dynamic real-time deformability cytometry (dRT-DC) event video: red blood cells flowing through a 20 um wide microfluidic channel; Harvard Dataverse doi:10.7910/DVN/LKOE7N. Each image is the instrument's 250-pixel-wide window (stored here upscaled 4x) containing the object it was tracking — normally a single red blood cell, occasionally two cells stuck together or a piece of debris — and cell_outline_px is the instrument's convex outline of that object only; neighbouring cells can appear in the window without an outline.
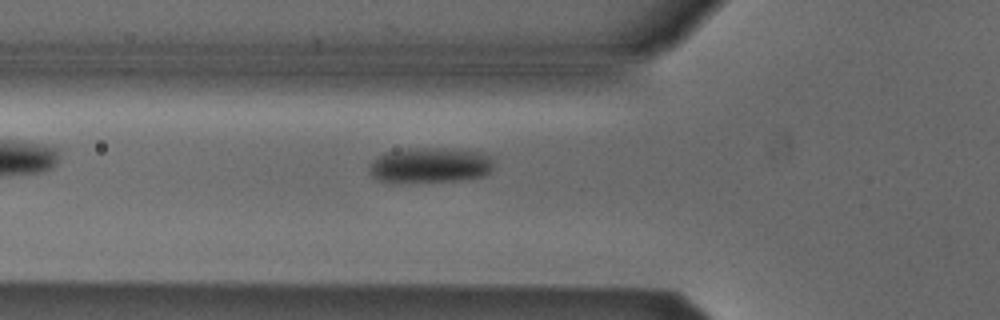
{"species": "Egyptian fruit bat (a non-hibernating species)", "species_latin": "Rousettus aegyptiacus", "temperature_condition": "cold", "stored_images_in_passage": 3, "camera_frame_rate_fps": 3000, "um_per_image_px": 0.085, "animal": {"sex": "male"}, "frame": {"image": 1, "passage_image": 3, "time_ms": 0.667, "image_size_px": [1000, 320], "cell_outline_px": [[492, 168], [484, 176], [460, 180], [400, 184], [376, 180], [368, 172], [368, 168], [384, 152], [408, 148], [456, 148], [484, 152], [492, 160]], "centroid_in_image_um": [36.53, 14.06], "position_along_channel_um": 89.3, "area_um2": 26.24}}